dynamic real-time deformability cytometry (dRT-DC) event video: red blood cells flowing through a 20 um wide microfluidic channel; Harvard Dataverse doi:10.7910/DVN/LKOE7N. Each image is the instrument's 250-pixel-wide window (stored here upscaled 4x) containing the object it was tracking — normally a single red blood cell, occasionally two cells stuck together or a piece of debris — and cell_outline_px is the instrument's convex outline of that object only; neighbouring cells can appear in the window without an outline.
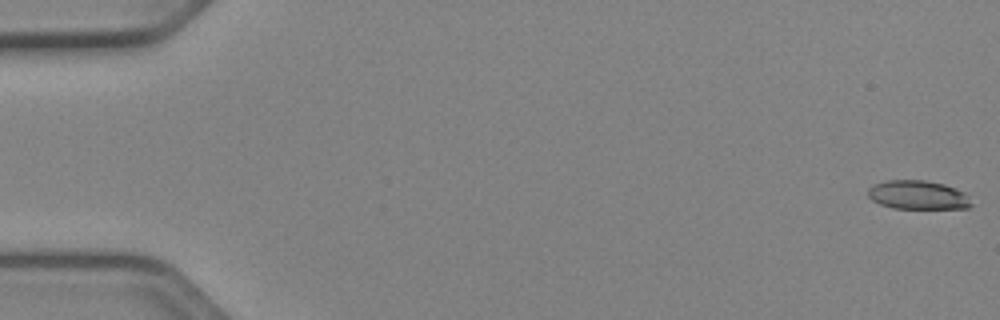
{"species": "Egyptian fruit bat (a non-hibernating species)", "species_latin": "Rousettus aegyptiacus", "temperature_condition": "cold", "stored_images_in_passage": 52, "camera_frame_rate_fps": 3000, "um_per_image_px": 0.085, "animal": {"sex": "female"}, "frame": {"image": 1, "passage_image": 1, "time_ms": 0.0, "image_size_px": [1000, 320], "cell_outline_px": [[972, 204], [968, 208], [892, 208], [880, 204], [872, 200], [868, 196], [868, 188], [876, 184], [888, 180], [924, 180], [944, 184], [956, 188], [964, 192], [968, 196]], "centroid_in_image_um": [78.03, 16.57], "position_along_channel_um": 7.0, "area_um2": 17.28}}
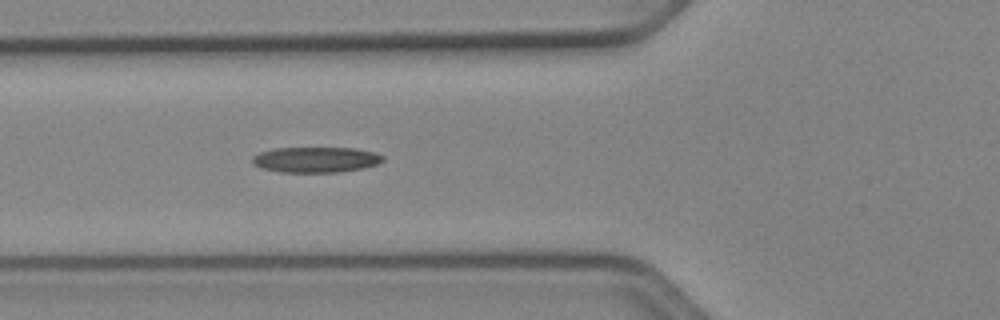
{"frame": {"image": 2, "passage_image": 20, "time_ms": 6.333, "image_size_px": [1000, 320], "cell_outline_px": [[384, 160], [376, 164], [364, 168], [340, 172], [280, 172], [260, 168], [252, 164], [252, 156], [260, 152], [272, 148], [356, 148], [372, 152], [384, 156]], "centroid_in_image_um": [26.8, 13.57], "position_along_channel_um": 99.0, "area_um2": 19.54}}
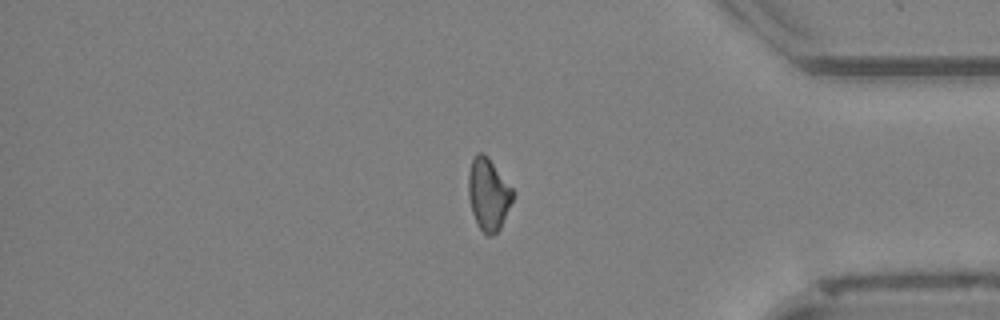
{"frame": {"image": 3, "passage_image": 44, "time_ms": 14.333, "image_size_px": [1000, 320], "cell_outline_px": [[516, 192], [500, 228], [492, 236], [488, 236], [480, 228], [472, 212], [468, 196], [468, 172], [472, 160], [476, 152], [484, 152], [488, 156]], "centroid_in_image_um": [41.52, 16.46], "position_along_channel_um": 393.7, "area_um2": 18.79}}